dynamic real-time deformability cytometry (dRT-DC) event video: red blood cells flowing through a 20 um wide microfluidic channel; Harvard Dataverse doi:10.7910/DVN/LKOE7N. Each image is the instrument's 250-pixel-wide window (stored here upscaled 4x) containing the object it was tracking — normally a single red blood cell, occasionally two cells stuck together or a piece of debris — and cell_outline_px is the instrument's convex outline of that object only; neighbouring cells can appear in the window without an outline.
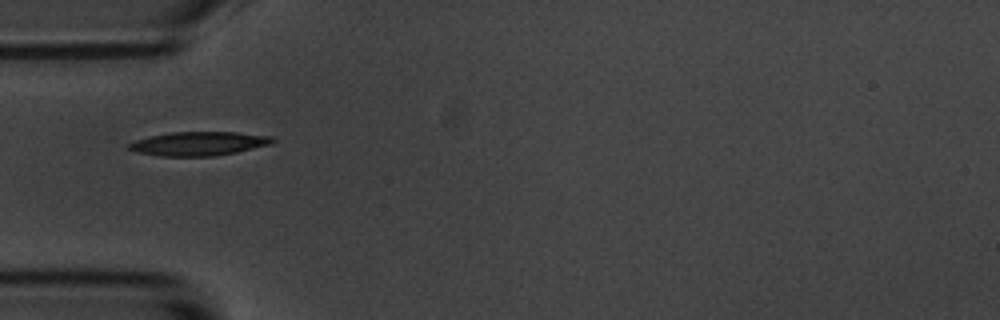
{"species": "common noctule bat (a hibernating species)", "species_latin": "Nyctalus noctula", "temperature_condition": "room temperature", "stored_images_in_passage": 40, "camera_frame_rate_fps": 3000, "um_per_image_px": 0.085, "animal": {"sex": "male", "body_mass_g": 20.1, "forearm_length_mm": 53.5}, "frame": {"image": 1, "passage_image": 1, "time_ms": 0.0, "image_size_px": [1000, 320], "cell_outline_px": [[276, 140], [272, 144], [236, 152], [216, 156], [160, 156], [136, 152], [124, 148], [128, 144], [136, 140], [148, 136], [172, 132], [236, 132], [276, 136]], "centroid_in_image_um": [16.91, 12.2], "position_along_channel_um": 68.1, "area_um2": 20.29}}
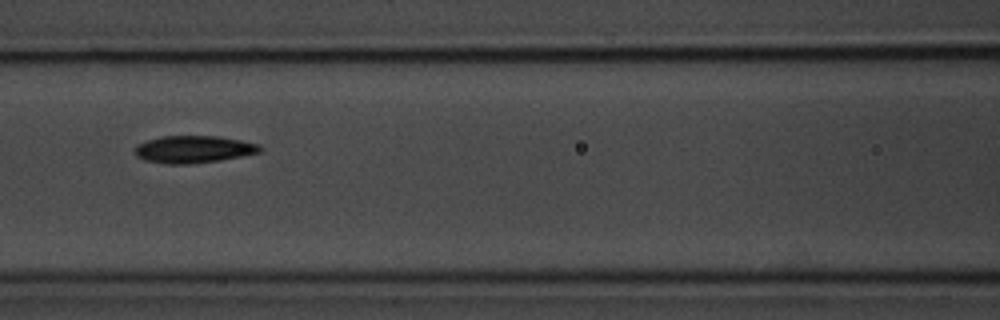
{"frame": {"image": 2, "passage_image": 8, "time_ms": 2.333, "image_size_px": [1000, 320], "cell_outline_px": [[264, 148], [260, 152], [220, 160], [188, 164], [164, 164], [144, 160], [136, 156], [132, 152], [132, 148], [136, 144], [160, 136], [220, 136], [260, 144]], "centroid_in_image_um": [16.4, 12.69], "position_along_channel_um": 150.2, "area_um2": 20.17}}
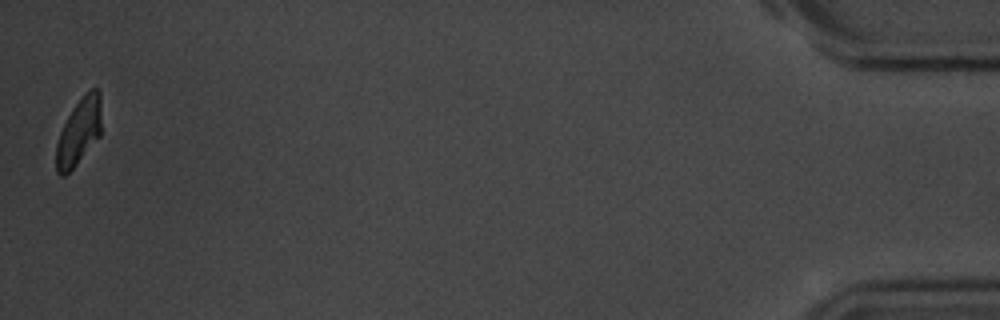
{"frame": {"image": 3, "passage_image": 40, "time_ms": 13.0, "image_size_px": [1000, 320], "cell_outline_px": [[100, 136], [76, 164], [64, 176], [60, 176], [56, 172], [56, 144], [60, 132], [72, 108], [84, 92], [92, 88], [100, 88]], "centroid_in_image_um": [6.7, 11.17], "position_along_channel_um": 428.5, "area_um2": 17.51}, "authors_computed_cell_mechanics": {"area_um2": 19.3919, "velocity_mm_per_s": 3.488, "shape_relaxation_time_tau1_ms": 3.0451, "shape_relaxation_time_tau2_ms": 2.7781, "deformation_change_tau1": 0.1398, "deformation_change_tau2": 0.0733}}